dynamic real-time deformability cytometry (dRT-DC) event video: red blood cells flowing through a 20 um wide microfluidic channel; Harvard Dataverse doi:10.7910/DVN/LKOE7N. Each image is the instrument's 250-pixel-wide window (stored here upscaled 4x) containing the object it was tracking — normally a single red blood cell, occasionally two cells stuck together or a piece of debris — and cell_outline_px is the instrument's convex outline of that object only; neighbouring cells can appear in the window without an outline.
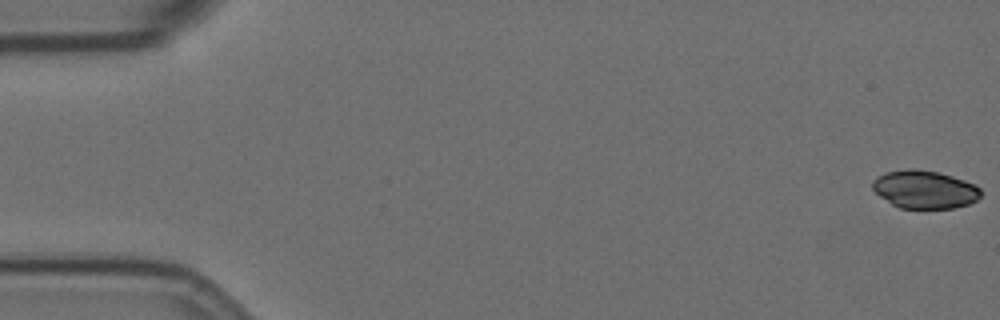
{"species": "Egyptian fruit bat (a non-hibernating species)", "species_latin": "Rousettus aegyptiacus", "temperature_condition": "room temperature", "stored_images_in_passage": 13, "camera_frame_rate_fps": 3000, "um_per_image_px": 0.085, "animal": {"sex": "female"}, "frame": {"image": 1, "passage_image": 1, "time_ms": 0.0, "image_size_px": [1000, 320], "cell_outline_px": [[980, 196], [976, 200], [968, 204], [952, 208], [900, 208], [892, 204], [880, 196], [872, 188], [872, 180], [884, 172], [908, 168], [912, 168], [936, 172], [952, 176], [964, 180], [980, 188]], "centroid_in_image_um": [78.55, 16.09], "position_along_channel_um": 6.4, "area_um2": 23.81}}